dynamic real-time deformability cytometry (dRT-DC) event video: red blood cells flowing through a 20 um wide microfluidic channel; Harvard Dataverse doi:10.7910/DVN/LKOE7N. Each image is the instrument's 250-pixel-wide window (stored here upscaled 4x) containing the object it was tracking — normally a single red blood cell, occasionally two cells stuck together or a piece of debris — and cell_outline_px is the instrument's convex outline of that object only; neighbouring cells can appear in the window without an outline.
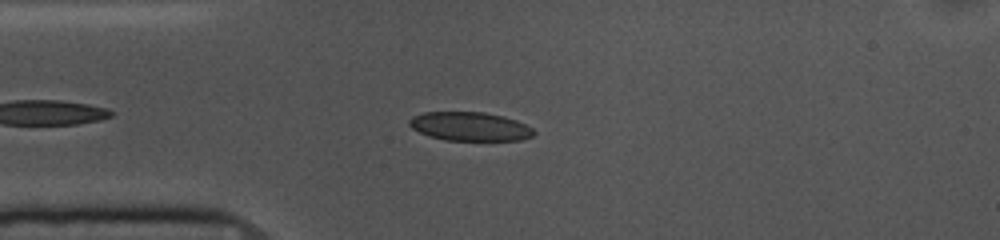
{"species": "common noctule bat (a hibernating species)", "species_latin": "Nyctalus noctula", "temperature_condition": "cold", "stored_images_in_passage": 45, "camera_frame_rate_fps": 3000, "um_per_image_px": 0.085, "animal": {"sex": "female", "body_mass_g": 10.0, "forearm_length_mm": 53.1}, "frame": {"image": 1, "passage_image": 7, "time_ms": 2.0, "image_size_px": [1000, 240], "cell_outline_px": [[536, 132], [532, 136], [520, 140], [444, 140], [428, 136], [412, 128], [408, 124], [408, 120], [412, 116], [424, 112], [484, 112], [504, 116], [516, 120], [532, 128]], "centroid_in_image_um": [39.92, 10.74], "position_along_channel_um": 45.1, "area_um2": 20.92}}
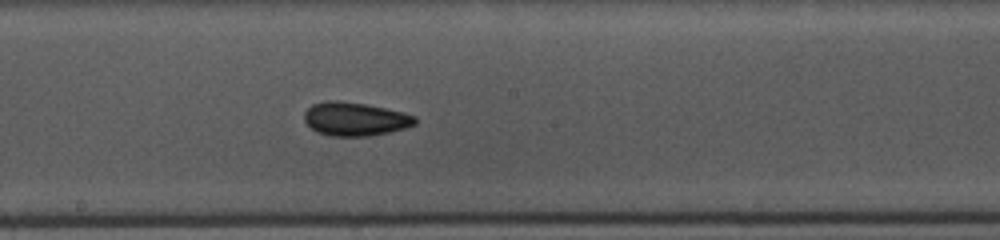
{"frame": {"image": 2, "passage_image": 22, "time_ms": 7.0, "image_size_px": [1000, 240], "cell_outline_px": [[416, 124], [404, 128], [388, 132], [368, 136], [332, 136], [316, 132], [304, 120], [304, 112], [312, 104], [324, 100], [336, 100], [364, 104], [404, 112], [416, 116]], "centroid_in_image_um": [30.16, 10.11], "position_along_channel_um": 218.0, "area_um2": 21.62}}
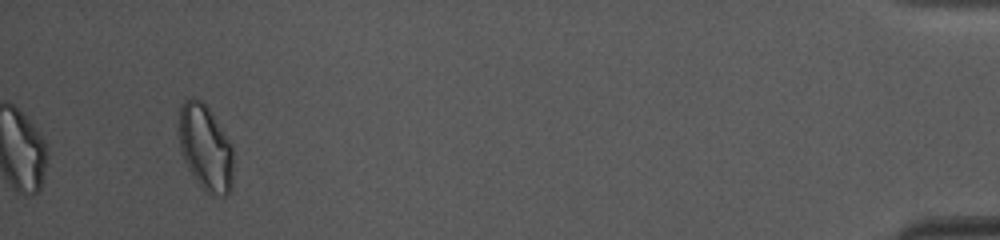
{"frame": {"image": 3, "passage_image": 45, "time_ms": 14.667, "image_size_px": [1000, 240], "cell_outline_px": [[232, 184], [228, 196], [212, 196], [204, 192], [188, 168], [184, 160], [180, 148], [180, 104], [184, 100], [192, 96], [200, 100], [208, 108], [232, 144]], "centroid_in_image_um": [17.47, 12.59], "position_along_channel_um": 417.7, "area_um2": 27.22}, "authors_computed_cell_mechanics": {"area_um2": 21.1548, "velocity_mm_per_s": 3.6535, "shape_relaxation_time_tau1_ms": 3.3392, "shape_relaxation_time_tau2_ms": 3.1372, "deformation_change_tau1": 0.0847, "deformation_change_tau2": 0.0812}}